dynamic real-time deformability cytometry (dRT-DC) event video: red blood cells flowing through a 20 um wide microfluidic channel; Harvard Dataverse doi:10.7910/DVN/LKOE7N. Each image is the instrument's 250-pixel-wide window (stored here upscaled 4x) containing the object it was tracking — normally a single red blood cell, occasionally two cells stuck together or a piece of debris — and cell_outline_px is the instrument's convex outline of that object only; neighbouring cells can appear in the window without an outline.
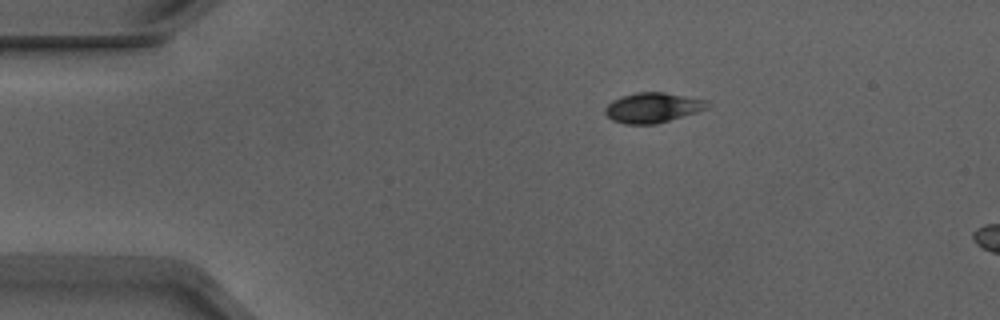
{"species": "Egyptian fruit bat (a non-hibernating species)", "species_latin": "Rousettus aegyptiacus", "temperature_condition": "warm", "stored_images_in_passage": 6, "camera_frame_rate_fps": 3000, "um_per_image_px": 0.085, "animal": {"sex": "male"}, "frame": {"image": 1, "passage_image": 1, "time_ms": 0.0, "image_size_px": [1000, 320], "cell_outline_px": [[712, 104], [708, 108], [696, 112], [656, 124], [624, 124], [612, 120], [604, 112], [604, 108], [612, 100], [620, 96], [636, 92], [664, 92], [708, 100]], "centroid_in_image_um": [55.48, 9.14], "position_along_channel_um": 29.5, "area_um2": 18.03}}